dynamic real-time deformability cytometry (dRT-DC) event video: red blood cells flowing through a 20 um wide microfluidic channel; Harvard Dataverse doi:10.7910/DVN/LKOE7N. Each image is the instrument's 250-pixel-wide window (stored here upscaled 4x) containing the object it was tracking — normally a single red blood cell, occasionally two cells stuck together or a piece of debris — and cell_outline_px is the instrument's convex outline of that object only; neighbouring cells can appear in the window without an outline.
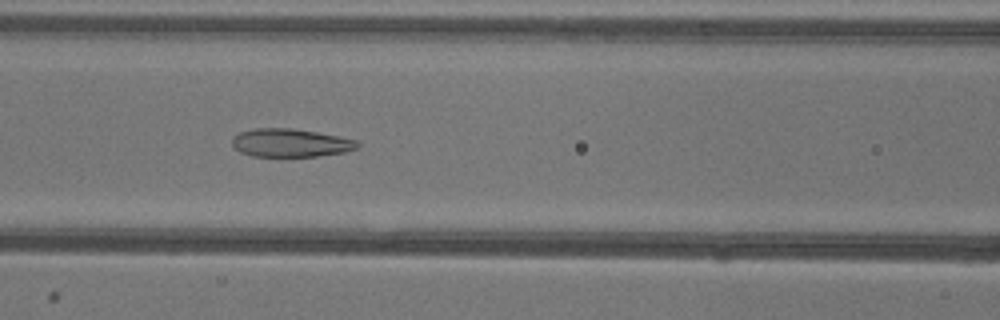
{"species": "common noctule bat (a hibernating species)", "species_latin": "Nyctalus noctula", "temperature_condition": "warm", "stored_images_in_passage": 48, "camera_frame_rate_fps": 3000, "um_per_image_px": 0.085, "animal": {"sex": "female"}, "frame": {"image": 1, "passage_image": 19, "time_ms": 6.0, "image_size_px": [1000, 320], "cell_outline_px": [[360, 144], [356, 148], [344, 152], [316, 156], [252, 156], [240, 152], [232, 144], [232, 136], [240, 132], [252, 128], [292, 128], [316, 132], [360, 140]], "centroid_in_image_um": [24.69, 12.13], "position_along_channel_um": 141.9, "area_um2": 20.63}}
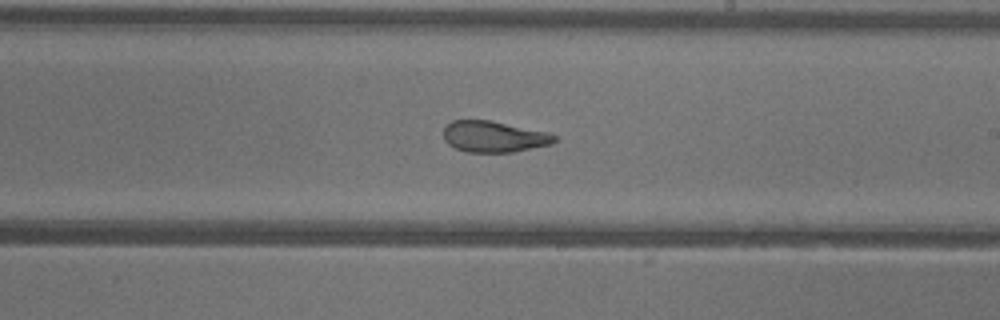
{"frame": {"image": 2, "passage_image": 27, "time_ms": 8.667, "image_size_px": [1000, 320], "cell_outline_px": [[556, 140], [552, 144], [512, 152], [464, 152], [448, 144], [444, 140], [444, 128], [452, 120], [492, 120], [548, 132], [556, 136]], "centroid_in_image_um": [41.98, 11.61], "position_along_channel_um": 247.0, "area_um2": 20.23}}
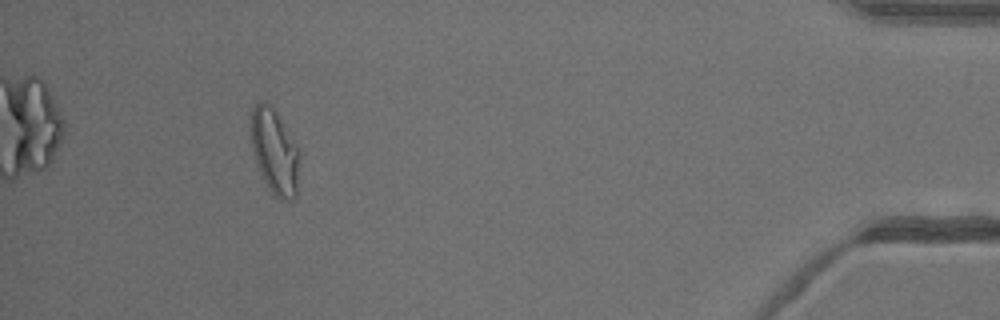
{"frame": {"image": 3, "passage_image": 44, "time_ms": 14.333, "image_size_px": [1000, 320], "cell_outline_px": [[300, 152], [296, 196], [292, 200], [280, 200], [272, 192], [264, 180], [256, 160], [252, 148], [252, 108], [260, 100], [264, 100], [272, 108]], "centroid_in_image_um": [23.36, 12.93], "position_along_channel_um": 411.8, "area_um2": 23.24}, "authors_computed_cell_mechanics": {"area_um2": 22.9466, "velocity_mm_per_s": 3.9573, "shape_relaxation_time_tau1_ms": null, "shape_relaxation_time_tau2_ms": 1.7163, "deformation_change_tau1": null, "deformation_change_tau2": 0.0858}}